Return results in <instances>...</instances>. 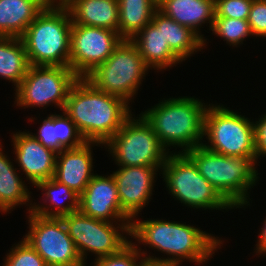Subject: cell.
<instances>
[{
  "mask_svg": "<svg viewBox=\"0 0 266 266\" xmlns=\"http://www.w3.org/2000/svg\"><path fill=\"white\" fill-rule=\"evenodd\" d=\"M35 187L38 188V190L45 192L42 193L45 197L44 199L42 198V200L50 204L47 206V204L41 205L39 202L38 204L34 202L32 204L31 212L44 217L62 218L63 216L79 210L80 195L74 190H71L65 184L55 180L53 177L39 182ZM59 195L64 198H59ZM51 206L55 208L53 209Z\"/></svg>",
  "mask_w": 266,
  "mask_h": 266,
  "instance_id": "cell-22",
  "label": "cell"
},
{
  "mask_svg": "<svg viewBox=\"0 0 266 266\" xmlns=\"http://www.w3.org/2000/svg\"><path fill=\"white\" fill-rule=\"evenodd\" d=\"M94 145L102 148L103 144L85 142L79 147L57 152L53 178L81 195L95 175L91 150Z\"/></svg>",
  "mask_w": 266,
  "mask_h": 266,
  "instance_id": "cell-17",
  "label": "cell"
},
{
  "mask_svg": "<svg viewBox=\"0 0 266 266\" xmlns=\"http://www.w3.org/2000/svg\"><path fill=\"white\" fill-rule=\"evenodd\" d=\"M262 230H260V233H259V240H257V244L255 245L256 248H255V251L257 255H263L265 256L266 255V217H265V220H264V224L261 228Z\"/></svg>",
  "mask_w": 266,
  "mask_h": 266,
  "instance_id": "cell-35",
  "label": "cell"
},
{
  "mask_svg": "<svg viewBox=\"0 0 266 266\" xmlns=\"http://www.w3.org/2000/svg\"><path fill=\"white\" fill-rule=\"evenodd\" d=\"M140 266H172V265L159 263V262H150L145 260Z\"/></svg>",
  "mask_w": 266,
  "mask_h": 266,
  "instance_id": "cell-36",
  "label": "cell"
},
{
  "mask_svg": "<svg viewBox=\"0 0 266 266\" xmlns=\"http://www.w3.org/2000/svg\"><path fill=\"white\" fill-rule=\"evenodd\" d=\"M47 0H0V37L21 38Z\"/></svg>",
  "mask_w": 266,
  "mask_h": 266,
  "instance_id": "cell-21",
  "label": "cell"
},
{
  "mask_svg": "<svg viewBox=\"0 0 266 266\" xmlns=\"http://www.w3.org/2000/svg\"><path fill=\"white\" fill-rule=\"evenodd\" d=\"M118 5V33L128 40L149 24L158 10V0H118Z\"/></svg>",
  "mask_w": 266,
  "mask_h": 266,
  "instance_id": "cell-25",
  "label": "cell"
},
{
  "mask_svg": "<svg viewBox=\"0 0 266 266\" xmlns=\"http://www.w3.org/2000/svg\"><path fill=\"white\" fill-rule=\"evenodd\" d=\"M62 220L83 262H86L88 252L99 259L120 252L131 242L128 240L131 223L95 219L79 210L63 216ZM126 235H129L128 239Z\"/></svg>",
  "mask_w": 266,
  "mask_h": 266,
  "instance_id": "cell-10",
  "label": "cell"
},
{
  "mask_svg": "<svg viewBox=\"0 0 266 266\" xmlns=\"http://www.w3.org/2000/svg\"><path fill=\"white\" fill-rule=\"evenodd\" d=\"M122 40L117 31L72 24L69 67L79 78H85L112 55Z\"/></svg>",
  "mask_w": 266,
  "mask_h": 266,
  "instance_id": "cell-13",
  "label": "cell"
},
{
  "mask_svg": "<svg viewBox=\"0 0 266 266\" xmlns=\"http://www.w3.org/2000/svg\"><path fill=\"white\" fill-rule=\"evenodd\" d=\"M255 126V147L256 158L266 156V114L262 115L258 121L254 122Z\"/></svg>",
  "mask_w": 266,
  "mask_h": 266,
  "instance_id": "cell-34",
  "label": "cell"
},
{
  "mask_svg": "<svg viewBox=\"0 0 266 266\" xmlns=\"http://www.w3.org/2000/svg\"><path fill=\"white\" fill-rule=\"evenodd\" d=\"M247 21L252 35L266 37V0H253Z\"/></svg>",
  "mask_w": 266,
  "mask_h": 266,
  "instance_id": "cell-33",
  "label": "cell"
},
{
  "mask_svg": "<svg viewBox=\"0 0 266 266\" xmlns=\"http://www.w3.org/2000/svg\"><path fill=\"white\" fill-rule=\"evenodd\" d=\"M253 0H215V17L247 20Z\"/></svg>",
  "mask_w": 266,
  "mask_h": 266,
  "instance_id": "cell-31",
  "label": "cell"
},
{
  "mask_svg": "<svg viewBox=\"0 0 266 266\" xmlns=\"http://www.w3.org/2000/svg\"><path fill=\"white\" fill-rule=\"evenodd\" d=\"M49 3H64L66 0H47Z\"/></svg>",
  "mask_w": 266,
  "mask_h": 266,
  "instance_id": "cell-37",
  "label": "cell"
},
{
  "mask_svg": "<svg viewBox=\"0 0 266 266\" xmlns=\"http://www.w3.org/2000/svg\"><path fill=\"white\" fill-rule=\"evenodd\" d=\"M150 68L136 45L123 39L112 55L85 79L96 89L123 99L130 105Z\"/></svg>",
  "mask_w": 266,
  "mask_h": 266,
  "instance_id": "cell-6",
  "label": "cell"
},
{
  "mask_svg": "<svg viewBox=\"0 0 266 266\" xmlns=\"http://www.w3.org/2000/svg\"><path fill=\"white\" fill-rule=\"evenodd\" d=\"M203 136L208 139V145L204 142L202 145L213 152L232 157H256L254 122L223 104H209Z\"/></svg>",
  "mask_w": 266,
  "mask_h": 266,
  "instance_id": "cell-9",
  "label": "cell"
},
{
  "mask_svg": "<svg viewBox=\"0 0 266 266\" xmlns=\"http://www.w3.org/2000/svg\"><path fill=\"white\" fill-rule=\"evenodd\" d=\"M29 231L23 237L47 266H80L83 262L62 218L29 212Z\"/></svg>",
  "mask_w": 266,
  "mask_h": 266,
  "instance_id": "cell-12",
  "label": "cell"
},
{
  "mask_svg": "<svg viewBox=\"0 0 266 266\" xmlns=\"http://www.w3.org/2000/svg\"><path fill=\"white\" fill-rule=\"evenodd\" d=\"M158 10L181 25L189 27L204 40L199 31L209 23L211 30L215 18V0H158Z\"/></svg>",
  "mask_w": 266,
  "mask_h": 266,
  "instance_id": "cell-18",
  "label": "cell"
},
{
  "mask_svg": "<svg viewBox=\"0 0 266 266\" xmlns=\"http://www.w3.org/2000/svg\"><path fill=\"white\" fill-rule=\"evenodd\" d=\"M206 104L195 97L167 98L141 114L168 153L173 152L169 151L171 146L182 148L179 153H186L204 141V119L209 106Z\"/></svg>",
  "mask_w": 266,
  "mask_h": 266,
  "instance_id": "cell-3",
  "label": "cell"
},
{
  "mask_svg": "<svg viewBox=\"0 0 266 266\" xmlns=\"http://www.w3.org/2000/svg\"><path fill=\"white\" fill-rule=\"evenodd\" d=\"M72 24L119 29L118 0H66Z\"/></svg>",
  "mask_w": 266,
  "mask_h": 266,
  "instance_id": "cell-20",
  "label": "cell"
},
{
  "mask_svg": "<svg viewBox=\"0 0 266 266\" xmlns=\"http://www.w3.org/2000/svg\"><path fill=\"white\" fill-rule=\"evenodd\" d=\"M186 154L196 164L199 173L235 209L250 205L249 189L258 182L256 157L226 156L203 145Z\"/></svg>",
  "mask_w": 266,
  "mask_h": 266,
  "instance_id": "cell-4",
  "label": "cell"
},
{
  "mask_svg": "<svg viewBox=\"0 0 266 266\" xmlns=\"http://www.w3.org/2000/svg\"><path fill=\"white\" fill-rule=\"evenodd\" d=\"M78 79L70 67L30 65L14 90V104L25 109L32 106L46 108L54 103L63 111L70 89Z\"/></svg>",
  "mask_w": 266,
  "mask_h": 266,
  "instance_id": "cell-11",
  "label": "cell"
},
{
  "mask_svg": "<svg viewBox=\"0 0 266 266\" xmlns=\"http://www.w3.org/2000/svg\"><path fill=\"white\" fill-rule=\"evenodd\" d=\"M161 172L169 194L183 205L204 210L234 209L199 173L186 153H169Z\"/></svg>",
  "mask_w": 266,
  "mask_h": 266,
  "instance_id": "cell-7",
  "label": "cell"
},
{
  "mask_svg": "<svg viewBox=\"0 0 266 266\" xmlns=\"http://www.w3.org/2000/svg\"><path fill=\"white\" fill-rule=\"evenodd\" d=\"M12 247L2 266H47L44 259L24 238Z\"/></svg>",
  "mask_w": 266,
  "mask_h": 266,
  "instance_id": "cell-28",
  "label": "cell"
},
{
  "mask_svg": "<svg viewBox=\"0 0 266 266\" xmlns=\"http://www.w3.org/2000/svg\"><path fill=\"white\" fill-rule=\"evenodd\" d=\"M136 220H131V238L133 237L139 244L149 245V248L169 255L167 258L161 259L150 255L146 256L147 252L145 253L143 250L141 253L146 261L179 266L187 260L193 261L197 265H203L224 243L221 238L203 232L193 225H186V223L163 219Z\"/></svg>",
  "mask_w": 266,
  "mask_h": 266,
  "instance_id": "cell-1",
  "label": "cell"
},
{
  "mask_svg": "<svg viewBox=\"0 0 266 266\" xmlns=\"http://www.w3.org/2000/svg\"><path fill=\"white\" fill-rule=\"evenodd\" d=\"M46 119H43L42 124L39 127L38 132L31 133L37 140H39L45 147L51 148L56 152L64 150L57 140L56 132V113L47 115Z\"/></svg>",
  "mask_w": 266,
  "mask_h": 266,
  "instance_id": "cell-32",
  "label": "cell"
},
{
  "mask_svg": "<svg viewBox=\"0 0 266 266\" xmlns=\"http://www.w3.org/2000/svg\"><path fill=\"white\" fill-rule=\"evenodd\" d=\"M135 243L131 241L120 252L95 259L94 262L98 266H140L145 259L142 256L141 248Z\"/></svg>",
  "mask_w": 266,
  "mask_h": 266,
  "instance_id": "cell-30",
  "label": "cell"
},
{
  "mask_svg": "<svg viewBox=\"0 0 266 266\" xmlns=\"http://www.w3.org/2000/svg\"><path fill=\"white\" fill-rule=\"evenodd\" d=\"M85 264H86V262H82L80 266H86ZM93 266H98V265L94 262Z\"/></svg>",
  "mask_w": 266,
  "mask_h": 266,
  "instance_id": "cell-38",
  "label": "cell"
},
{
  "mask_svg": "<svg viewBox=\"0 0 266 266\" xmlns=\"http://www.w3.org/2000/svg\"><path fill=\"white\" fill-rule=\"evenodd\" d=\"M29 62L21 38L0 37V78L9 80L17 88L25 77Z\"/></svg>",
  "mask_w": 266,
  "mask_h": 266,
  "instance_id": "cell-26",
  "label": "cell"
},
{
  "mask_svg": "<svg viewBox=\"0 0 266 266\" xmlns=\"http://www.w3.org/2000/svg\"><path fill=\"white\" fill-rule=\"evenodd\" d=\"M16 170L7 154L3 152L0 142V212L7 213L10 210L11 213L12 209L22 204H30L28 213L32 210L31 192Z\"/></svg>",
  "mask_w": 266,
  "mask_h": 266,
  "instance_id": "cell-23",
  "label": "cell"
},
{
  "mask_svg": "<svg viewBox=\"0 0 266 266\" xmlns=\"http://www.w3.org/2000/svg\"><path fill=\"white\" fill-rule=\"evenodd\" d=\"M155 25H162L165 42L170 49L182 60H187L198 51L203 50L204 40L192 29L179 24L174 19L165 16L157 10L152 18ZM195 52V53H194Z\"/></svg>",
  "mask_w": 266,
  "mask_h": 266,
  "instance_id": "cell-24",
  "label": "cell"
},
{
  "mask_svg": "<svg viewBox=\"0 0 266 266\" xmlns=\"http://www.w3.org/2000/svg\"><path fill=\"white\" fill-rule=\"evenodd\" d=\"M12 142L16 163L34 187L54 176L57 152L45 147L31 132L13 133Z\"/></svg>",
  "mask_w": 266,
  "mask_h": 266,
  "instance_id": "cell-16",
  "label": "cell"
},
{
  "mask_svg": "<svg viewBox=\"0 0 266 266\" xmlns=\"http://www.w3.org/2000/svg\"><path fill=\"white\" fill-rule=\"evenodd\" d=\"M56 114V132L59 144L64 148H76L83 145L86 140L83 138L75 123L65 114Z\"/></svg>",
  "mask_w": 266,
  "mask_h": 266,
  "instance_id": "cell-29",
  "label": "cell"
},
{
  "mask_svg": "<svg viewBox=\"0 0 266 266\" xmlns=\"http://www.w3.org/2000/svg\"><path fill=\"white\" fill-rule=\"evenodd\" d=\"M211 31L232 47L242 45L245 38L253 36L248 21L235 18L215 17Z\"/></svg>",
  "mask_w": 266,
  "mask_h": 266,
  "instance_id": "cell-27",
  "label": "cell"
},
{
  "mask_svg": "<svg viewBox=\"0 0 266 266\" xmlns=\"http://www.w3.org/2000/svg\"><path fill=\"white\" fill-rule=\"evenodd\" d=\"M104 146L119 167L156 166L161 171L169 155L141 113L131 114Z\"/></svg>",
  "mask_w": 266,
  "mask_h": 266,
  "instance_id": "cell-8",
  "label": "cell"
},
{
  "mask_svg": "<svg viewBox=\"0 0 266 266\" xmlns=\"http://www.w3.org/2000/svg\"><path fill=\"white\" fill-rule=\"evenodd\" d=\"M158 170L160 169L156 166H128L119 167L112 173L120 207L131 219H136L149 203Z\"/></svg>",
  "mask_w": 266,
  "mask_h": 266,
  "instance_id": "cell-14",
  "label": "cell"
},
{
  "mask_svg": "<svg viewBox=\"0 0 266 266\" xmlns=\"http://www.w3.org/2000/svg\"><path fill=\"white\" fill-rule=\"evenodd\" d=\"M72 19L63 3H48L21 37L29 65L69 67Z\"/></svg>",
  "mask_w": 266,
  "mask_h": 266,
  "instance_id": "cell-5",
  "label": "cell"
},
{
  "mask_svg": "<svg viewBox=\"0 0 266 266\" xmlns=\"http://www.w3.org/2000/svg\"><path fill=\"white\" fill-rule=\"evenodd\" d=\"M123 99L96 89L85 78L71 87L63 111L75 123L86 142L105 144L131 115Z\"/></svg>",
  "mask_w": 266,
  "mask_h": 266,
  "instance_id": "cell-2",
  "label": "cell"
},
{
  "mask_svg": "<svg viewBox=\"0 0 266 266\" xmlns=\"http://www.w3.org/2000/svg\"><path fill=\"white\" fill-rule=\"evenodd\" d=\"M79 211L107 222L131 223L132 220L120 207L117 186L112 174L104 177L96 173L93 176L80 195Z\"/></svg>",
  "mask_w": 266,
  "mask_h": 266,
  "instance_id": "cell-15",
  "label": "cell"
},
{
  "mask_svg": "<svg viewBox=\"0 0 266 266\" xmlns=\"http://www.w3.org/2000/svg\"><path fill=\"white\" fill-rule=\"evenodd\" d=\"M130 40L151 70L162 71L183 62L165 42L162 25H155L151 21Z\"/></svg>",
  "mask_w": 266,
  "mask_h": 266,
  "instance_id": "cell-19",
  "label": "cell"
}]
</instances>
